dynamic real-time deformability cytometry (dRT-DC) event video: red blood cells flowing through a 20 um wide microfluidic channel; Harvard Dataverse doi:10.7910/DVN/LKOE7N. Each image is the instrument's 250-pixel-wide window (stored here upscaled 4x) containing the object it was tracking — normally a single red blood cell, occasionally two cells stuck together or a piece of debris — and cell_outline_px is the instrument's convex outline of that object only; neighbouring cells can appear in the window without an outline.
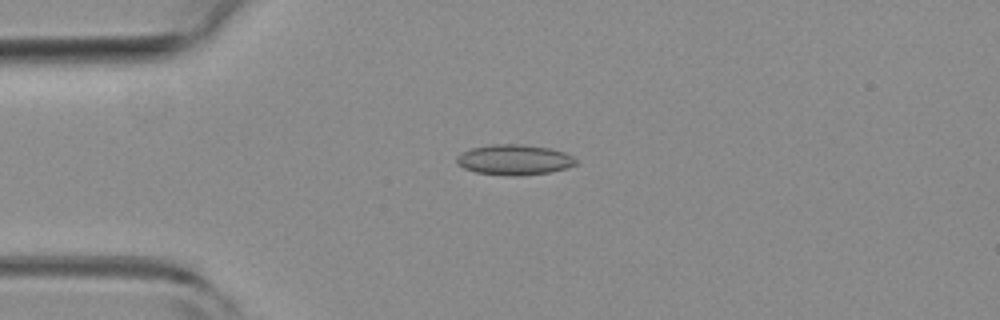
{"species": "common noctule bat (a hibernating species)", "species_latin": "Nyctalus noctula", "temperature_condition": "room temperature", "stored_images_in_passage": 4, "camera_frame_rate_fps": 3000, "um_per_image_px": 0.085, "animal": {"sex": "female", "body_mass_g": 19.3, "forearm_length_mm": 54.1}, "frame": {"image": 1, "passage_image": 3, "time_ms": 0.667, "image_size_px": [1000, 320], "cell_outline_px": [[576, 164], [552, 172], [520, 176], [508, 176], [476, 172], [464, 168], [456, 164], [456, 156], [472, 148], [492, 144], [516, 144], [548, 148], [564, 152], [572, 156], [576, 160]], "centroid_in_image_um": [43.69, 13.59], "position_along_channel_um": 41.3, "area_um2": 20.98}}